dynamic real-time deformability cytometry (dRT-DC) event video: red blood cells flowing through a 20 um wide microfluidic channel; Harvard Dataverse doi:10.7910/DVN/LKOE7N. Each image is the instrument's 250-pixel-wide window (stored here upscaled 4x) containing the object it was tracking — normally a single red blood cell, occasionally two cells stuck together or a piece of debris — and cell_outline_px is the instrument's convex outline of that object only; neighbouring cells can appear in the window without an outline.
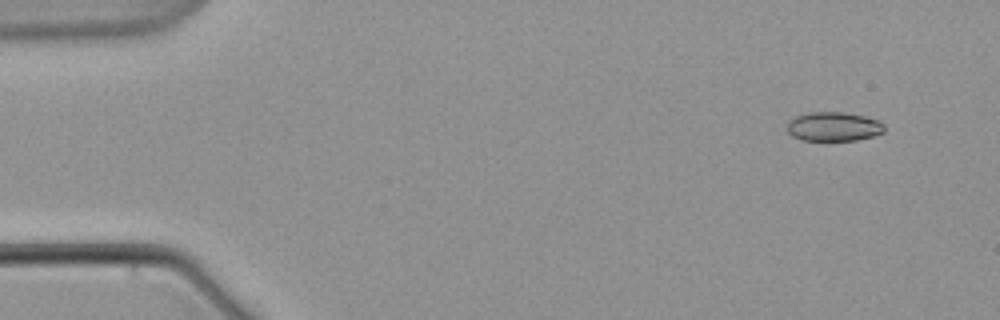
{"species": "common noctule bat (a hibernating species)", "species_latin": "Nyctalus noctula", "temperature_condition": "warm", "stored_images_in_passage": 5, "camera_frame_rate_fps": 3000, "um_per_image_px": 0.085, "animal": {"sex": "male", "body_mass_g": 21.5, "forearm_length_mm": 52.0}, "frame": {"image": 1, "passage_image": 1, "time_ms": 0.0, "image_size_px": [1000, 320], "cell_outline_px": [[884, 132], [872, 136], [856, 140], [800, 140], [792, 136], [788, 132], [788, 120], [796, 116], [808, 112], [844, 112], [864, 116], [880, 120], [884, 124]], "centroid_in_image_um": [70.86, 10.75], "position_along_channel_um": 14.1, "area_um2": 16.59}}
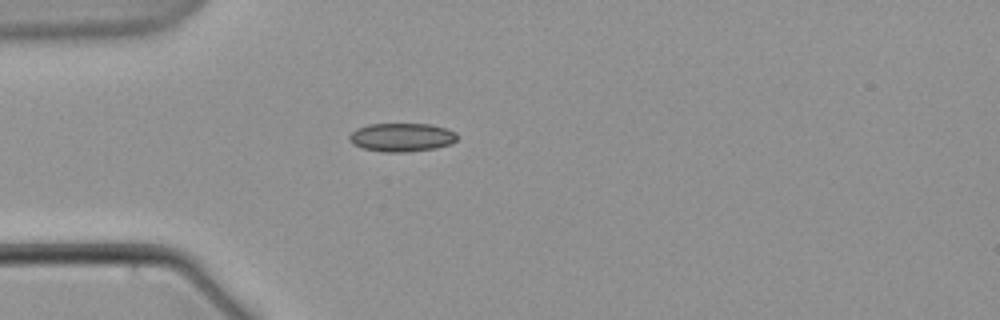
{"frame": {"image": 2, "passage_image": 5, "time_ms": 4.667, "image_size_px": [1000, 320], "cell_outline_px": [[456, 140], [452, 144], [436, 148], [404, 152], [380, 152], [360, 148], [352, 144], [348, 140], [348, 136], [356, 128], [368, 124], [432, 124], [456, 132]], "centroid_in_image_um": [34.1, 11.68], "position_along_channel_um": 50.9, "area_um2": 18.15}}